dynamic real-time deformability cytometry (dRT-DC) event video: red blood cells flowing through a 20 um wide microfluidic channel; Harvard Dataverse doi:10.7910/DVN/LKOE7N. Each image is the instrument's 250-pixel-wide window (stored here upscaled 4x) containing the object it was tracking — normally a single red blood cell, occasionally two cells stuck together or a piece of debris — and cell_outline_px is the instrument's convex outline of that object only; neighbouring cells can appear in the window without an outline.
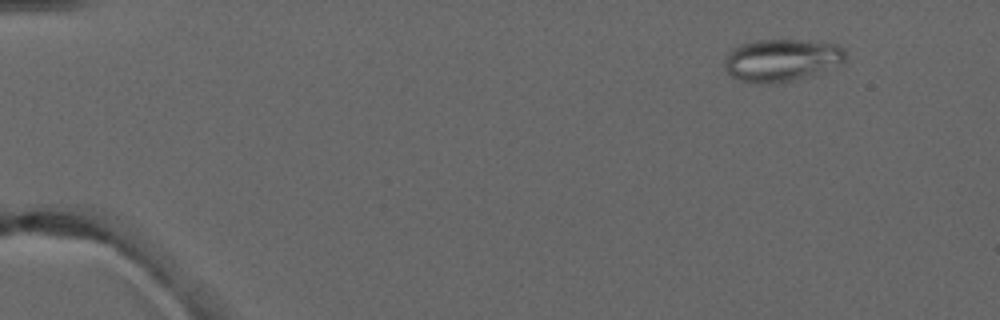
{"species": "common noctule bat (a hibernating species)", "species_latin": "Nyctalus noctula", "temperature_condition": "warm", "stored_images_in_passage": 4, "camera_frame_rate_fps": 3000, "um_per_image_px": 0.085, "animal": {"sex": "male", "forearm_length_mm": 52.5}, "frame": {"image": 1, "passage_image": 2, "time_ms": 1.0, "image_size_px": [1000, 320], "cell_outline_px": [[848, 56], [840, 64], [812, 76], [776, 84], [756, 84], [736, 80], [724, 68], [724, 64], [728, 52], [740, 44], [756, 40], [800, 40], [836, 44], [844, 48]], "centroid_in_image_um": [66.43, 5.13], "position_along_channel_um": 18.6, "area_um2": 30.35}}